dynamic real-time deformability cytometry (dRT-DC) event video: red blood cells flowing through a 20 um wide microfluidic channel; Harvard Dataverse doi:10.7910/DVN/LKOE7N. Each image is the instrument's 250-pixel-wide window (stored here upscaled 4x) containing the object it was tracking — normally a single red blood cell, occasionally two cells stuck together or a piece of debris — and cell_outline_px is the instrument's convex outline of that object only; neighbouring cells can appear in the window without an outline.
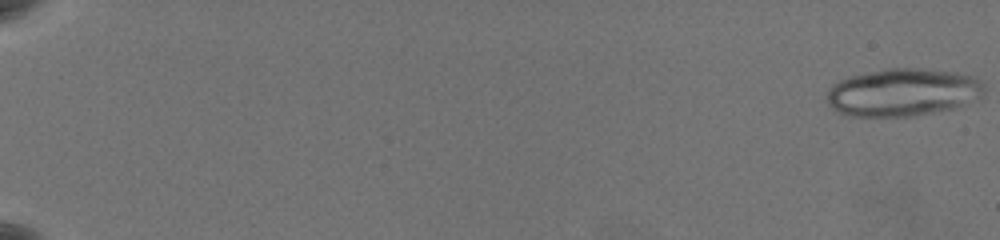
{"species": "common noctule bat (a hibernating species)", "species_latin": "Nyctalus noctula", "temperature_condition": "warm", "stored_images_in_passage": 30, "camera_frame_rate_fps": 3000, "um_per_image_px": 0.085, "animal": {"sex": "female", "body_mass_g": 19.5, "forearm_length_mm": 54.1}, "frame": {"image": 1, "passage_image": 1, "time_ms": 0.0, "image_size_px": [1000, 240], "cell_outline_px": [[984, 88], [980, 96], [964, 104], [952, 108], [912, 116], [848, 116], [832, 108], [828, 104], [828, 92], [832, 84], [840, 80], [852, 76], [888, 68], [920, 68], [956, 72], [972, 76], [980, 80], [984, 84]], "centroid_in_image_um": [76.73, 7.84], "position_along_channel_um": 8.3, "area_um2": 43.29}}